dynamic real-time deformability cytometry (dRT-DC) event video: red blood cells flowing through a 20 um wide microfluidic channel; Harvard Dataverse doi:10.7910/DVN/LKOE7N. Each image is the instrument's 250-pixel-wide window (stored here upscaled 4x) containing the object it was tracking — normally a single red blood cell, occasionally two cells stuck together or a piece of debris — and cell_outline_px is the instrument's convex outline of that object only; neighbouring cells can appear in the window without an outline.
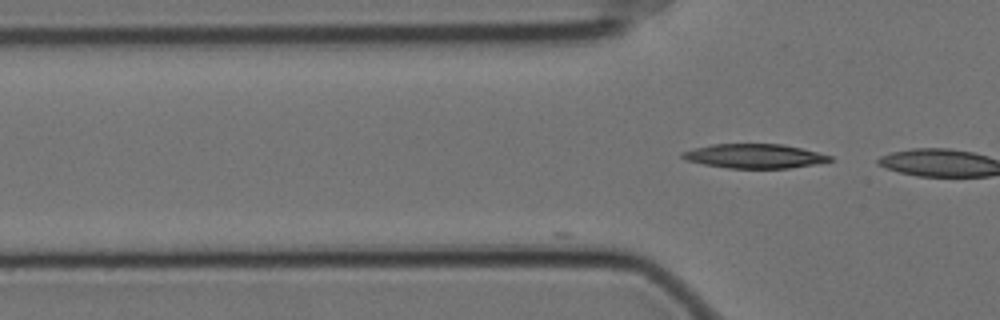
{"species": "Egyptian fruit bat (a non-hibernating species)", "species_latin": "Rousettus aegyptiacus", "temperature_condition": "cold", "stored_images_in_passage": 15, "camera_frame_rate_fps": 3000, "um_per_image_px": 0.085, "animal": {"sex": "female"}, "frame": {"image": 1, "passage_image": 15, "time_ms": 4.667, "image_size_px": [1000, 320], "cell_outline_px": [[832, 160], [812, 164], [788, 168], [728, 168], [704, 164], [684, 160], [680, 156], [680, 152], [692, 148], [712, 144], [784, 144], [832, 156]], "centroid_in_image_um": [64.03, 13.26], "position_along_channel_um": 61.8, "area_um2": 20.75}}